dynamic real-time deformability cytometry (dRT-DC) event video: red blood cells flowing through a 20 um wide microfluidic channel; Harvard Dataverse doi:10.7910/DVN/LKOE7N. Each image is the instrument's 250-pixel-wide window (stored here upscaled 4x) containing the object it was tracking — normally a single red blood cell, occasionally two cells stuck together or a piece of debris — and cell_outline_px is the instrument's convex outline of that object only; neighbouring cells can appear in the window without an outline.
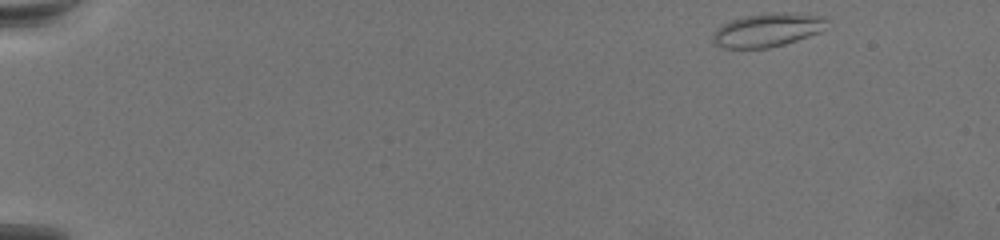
{"species": "common noctule bat (a hibernating species)", "species_latin": "Nyctalus noctula", "temperature_condition": "warm", "stored_images_in_passage": 62, "camera_frame_rate_fps": 3000, "um_per_image_px": 0.085, "animal": {"sex": "female", "body_mass_g": 19.5, "forearm_length_mm": 54.1}, "frame": {"image": 1, "passage_image": 1, "time_ms": 0.0, "image_size_px": [1000, 240], "cell_outline_px": [[828, 20], [820, 32], [784, 44], [768, 48], [720, 48], [712, 44], [712, 36], [716, 28], [732, 20], [744, 16], [768, 12], [784, 12], [824, 16]], "centroid_in_image_um": [65.18, 2.55], "position_along_channel_um": 19.8, "area_um2": 22.37}}
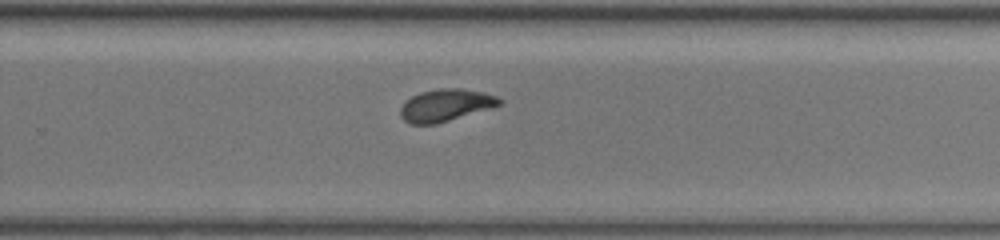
{"frame": {"image": 2, "passage_image": 41, "time_ms": 13.333, "image_size_px": [1000, 240], "cell_outline_px": [[504, 100], [500, 104], [436, 124], [408, 124], [400, 116], [400, 108], [404, 100], [420, 92], [440, 88], [460, 88], [484, 92], [496, 96]], "centroid_in_image_um": [37.81, 8.93], "position_along_channel_um": 292.0, "area_um2": 18.44}}
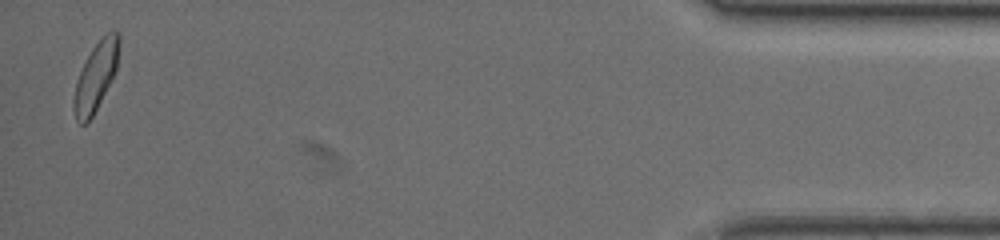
{"frame": {"image": 3, "passage_image": 61, "time_ms": 20.0, "image_size_px": [1000, 240], "cell_outline_px": [[120, 44], [116, 68], [92, 116], [84, 124], [80, 124], [76, 120], [72, 104], [72, 100], [76, 84], [80, 72], [92, 48], [112, 28], [120, 32]], "centroid_in_image_um": [8.14, 6.46], "position_along_channel_um": 427.1, "area_um2": 17.51}}